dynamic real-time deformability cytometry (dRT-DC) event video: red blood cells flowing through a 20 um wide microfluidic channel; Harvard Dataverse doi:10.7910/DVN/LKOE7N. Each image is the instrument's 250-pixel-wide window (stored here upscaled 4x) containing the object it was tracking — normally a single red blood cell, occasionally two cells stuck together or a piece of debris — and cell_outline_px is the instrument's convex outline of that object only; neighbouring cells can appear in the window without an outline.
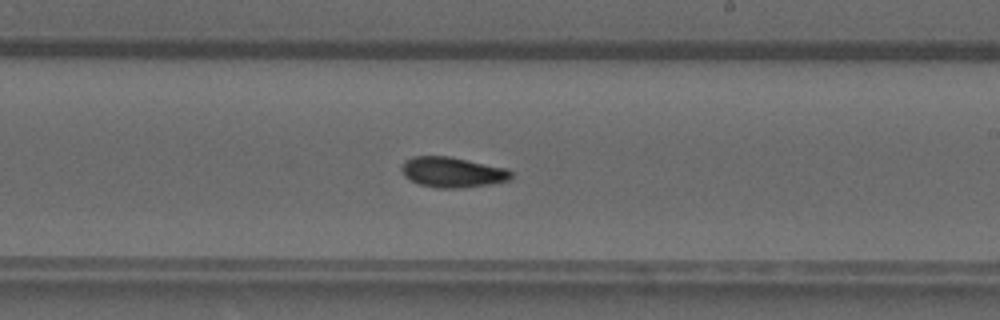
{"species": "common noctule bat (a hibernating species)", "species_latin": "Nyctalus noctula", "temperature_condition": "warm", "stored_images_in_passage": 48, "camera_frame_rate_fps": 3000, "um_per_image_px": 0.085, "animal": {"sex": "male", "forearm_length_mm": 52.5}, "frame": {"image": 1, "passage_image": 28, "time_ms": 9.0, "image_size_px": [1000, 320], "cell_outline_px": [[512, 176], [508, 180], [492, 184], [460, 188], [440, 188], [420, 184], [404, 176], [400, 168], [404, 160], [412, 156], [448, 156], [508, 168], [512, 172]], "centroid_in_image_um": [38.45, 14.63], "position_along_channel_um": 250.5, "area_um2": 19.42}}